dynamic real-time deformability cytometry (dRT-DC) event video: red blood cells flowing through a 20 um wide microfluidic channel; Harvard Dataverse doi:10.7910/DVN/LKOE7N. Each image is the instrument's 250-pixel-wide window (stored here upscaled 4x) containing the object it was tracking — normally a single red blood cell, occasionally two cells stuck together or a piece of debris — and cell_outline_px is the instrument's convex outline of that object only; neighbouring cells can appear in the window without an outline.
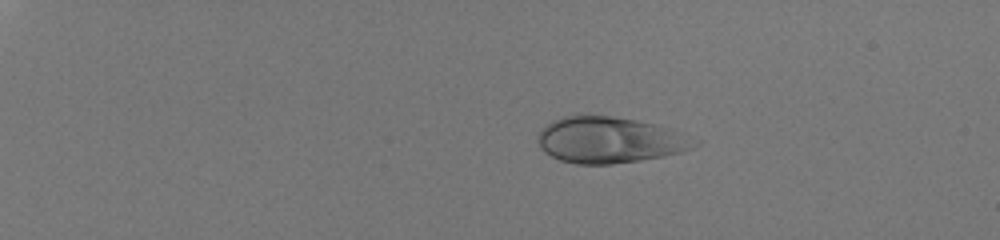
{"species": "human", "species_latin": "Homo sapiens", "temperature_condition": "room temperature", "stored_images_in_passage": 43, "camera_frame_rate_fps": 3000, "um_per_image_px": 0.085, "donor": {"sex": "male"}, "frame": {"image": 1, "passage_image": 1, "time_ms": 0.0, "image_size_px": [1000, 240], "cell_outline_px": [[700, 140], [692, 148], [680, 152], [664, 156], [640, 160], [612, 164], [576, 164], [560, 160], [544, 152], [540, 148], [536, 140], [536, 136], [552, 120], [576, 112], [612, 116], [636, 120], [656, 124], [668, 128]], "centroid_in_image_um": [51.77, 11.87], "position_along_channel_um": 33.2, "area_um2": 42.66}}
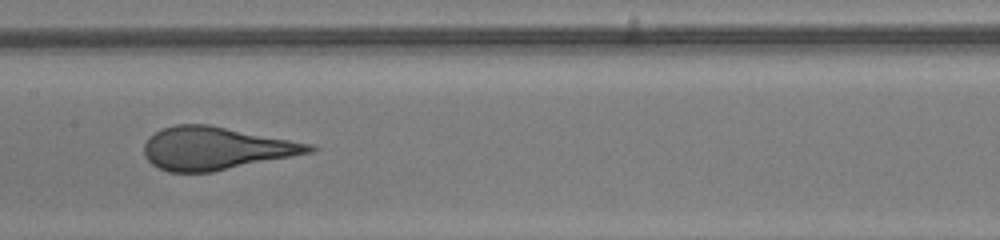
{"frame": {"image": 2, "passage_image": 22, "time_ms": 7.0, "image_size_px": [1000, 240], "cell_outline_px": [[320, 148], [312, 152], [212, 172], [168, 172], [152, 164], [144, 156], [144, 144], [148, 136], [160, 128], [176, 124], [208, 124], [312, 144]], "centroid_in_image_um": [18.3, 12.6], "position_along_channel_um": 189.1, "area_um2": 41.21}}
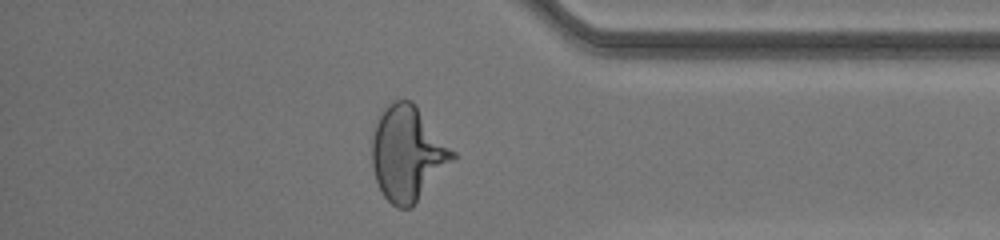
{"frame": {"image": 3, "passage_image": 38, "time_ms": 12.333, "image_size_px": [1000, 240], "cell_outline_px": [[456, 156], [412, 208], [396, 208], [384, 196], [376, 180], [372, 168], [372, 136], [376, 124], [384, 108], [392, 100], [412, 100], [416, 104], [456, 152]], "centroid_in_image_um": [34.65, 13.03], "position_along_channel_um": 400.6, "area_um2": 44.45}, "authors_computed_cell_mechanics": {"area_um2": 41.5004, "velocity_mm_per_s": 4.1003, "shape_relaxation_time_tau1_ms": 6.0757, "shape_relaxation_time_tau2_ms": null, "deformation_change_tau1": 0.236, "deformation_change_tau2": null}}